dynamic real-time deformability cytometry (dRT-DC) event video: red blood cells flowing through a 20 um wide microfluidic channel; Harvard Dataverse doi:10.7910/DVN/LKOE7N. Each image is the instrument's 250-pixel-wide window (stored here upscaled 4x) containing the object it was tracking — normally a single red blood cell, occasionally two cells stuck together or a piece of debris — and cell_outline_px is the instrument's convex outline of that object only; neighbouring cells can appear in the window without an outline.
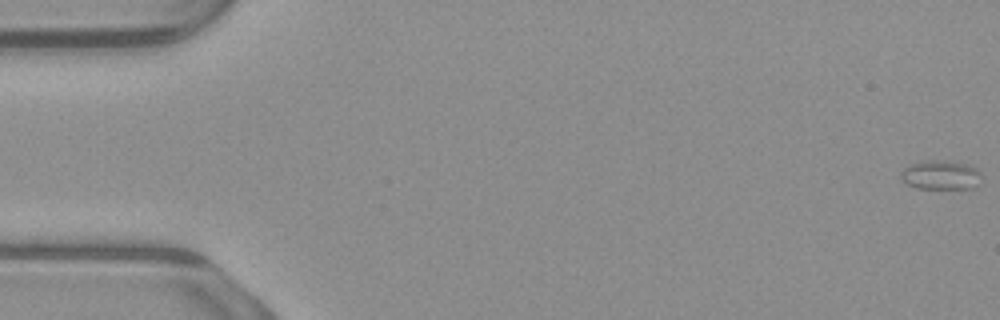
{"species": "common noctule bat (a hibernating species)", "species_latin": "Nyctalus noctula", "temperature_condition": "warm", "stored_images_in_passage": 52, "camera_frame_rate_fps": 3000, "um_per_image_px": 0.085, "animal": {"sex": "male", "body_mass_g": 23.1, "forearm_length_mm": 52.7}, "frame": {"image": 1, "passage_image": 1, "time_ms": 0.0, "image_size_px": [1000, 320], "cell_outline_px": [[984, 176], [972, 188], [916, 188], [904, 184], [900, 180], [900, 172], [908, 164], [924, 160], [944, 160], [972, 164]], "centroid_in_image_um": [79.93, 14.85], "position_along_channel_um": 5.1, "area_um2": 14.16}}
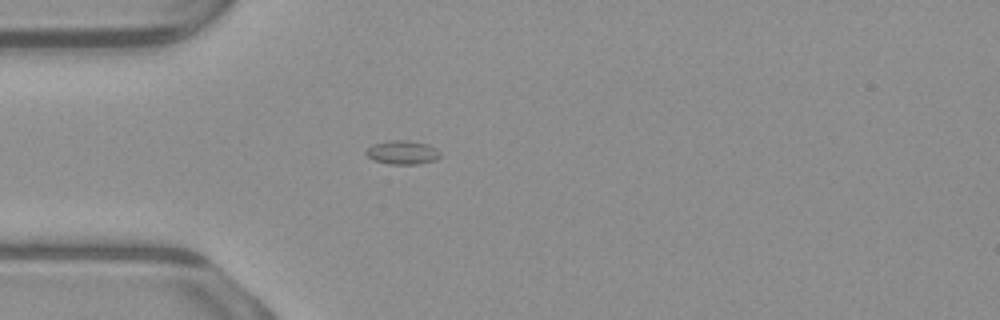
{"frame": {"image": 2, "passage_image": 16, "time_ms": 5.0, "image_size_px": [1000, 320], "cell_outline_px": [[440, 156], [436, 160], [420, 164], [388, 164], [376, 160], [368, 156], [364, 152], [372, 144], [388, 140], [404, 140], [428, 144], [436, 148], [440, 152]], "centroid_in_image_um": [34.22, 12.95], "position_along_channel_um": 50.8, "area_um2": 10.29}}